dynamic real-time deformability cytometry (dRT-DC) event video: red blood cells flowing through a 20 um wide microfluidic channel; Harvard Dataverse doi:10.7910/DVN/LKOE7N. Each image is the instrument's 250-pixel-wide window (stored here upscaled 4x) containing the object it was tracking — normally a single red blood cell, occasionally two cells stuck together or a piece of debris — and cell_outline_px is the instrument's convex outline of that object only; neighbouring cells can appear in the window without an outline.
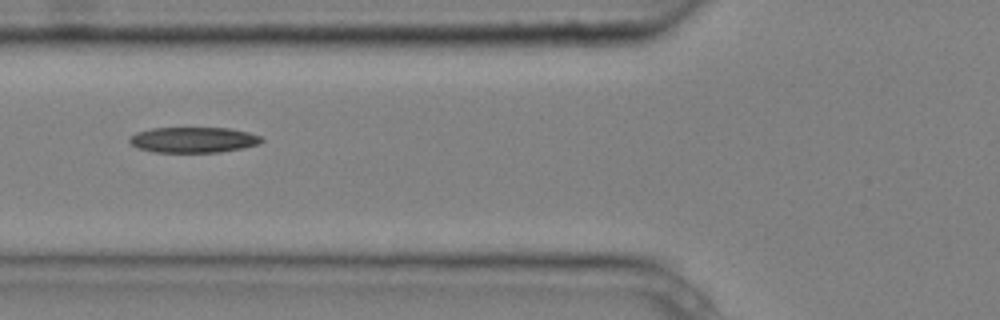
{"species": "common noctule bat (a hibernating species)", "species_latin": "Nyctalus noctula", "temperature_condition": "cold", "stored_images_in_passage": 7, "camera_frame_rate_fps": 3000, "um_per_image_px": 0.085, "animal": {"sex": "male", "body_mass_g": 20.4}, "frame": {"image": 1, "passage_image": 6, "time_ms": 1.667, "image_size_px": [1000, 320], "cell_outline_px": [[264, 140], [260, 144], [244, 148], [220, 152], [152, 152], [140, 148], [132, 144], [128, 140], [136, 132], [152, 128], [228, 128], [248, 132], [260, 136]], "centroid_in_image_um": [16.47, 11.89], "position_along_channel_um": 109.3, "area_um2": 19.65}}
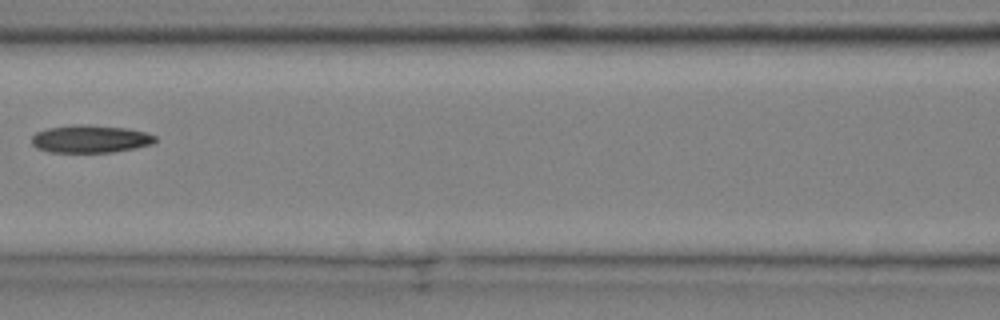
{"frame": {"image": 2, "passage_image": 7, "time_ms": 2.0, "image_size_px": [1000, 320], "cell_outline_px": [[156, 140], [152, 144], [136, 148], [112, 152], [48, 152], [36, 148], [32, 144], [32, 136], [36, 132], [48, 128], [72, 124], [88, 124], [124, 128], [144, 132], [156, 136]], "centroid_in_image_um": [7.65, 11.81], "position_along_channel_um": 159.0, "area_um2": 20.0}}